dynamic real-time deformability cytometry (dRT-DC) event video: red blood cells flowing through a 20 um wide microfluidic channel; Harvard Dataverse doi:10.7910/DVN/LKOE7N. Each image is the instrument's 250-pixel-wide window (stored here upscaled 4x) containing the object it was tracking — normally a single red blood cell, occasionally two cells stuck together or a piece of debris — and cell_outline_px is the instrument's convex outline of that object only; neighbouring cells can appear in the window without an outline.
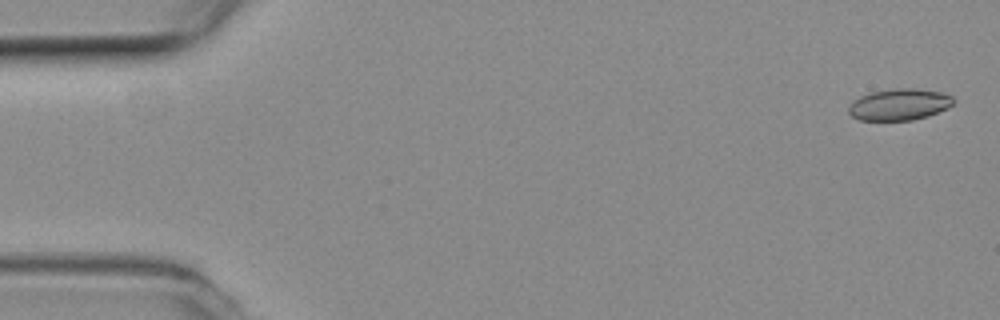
{"species": "common noctule bat (a hibernating species)", "species_latin": "Nyctalus noctula", "temperature_condition": "room temperature", "stored_images_in_passage": 4, "camera_frame_rate_fps": 3000, "um_per_image_px": 0.085, "animal": {"sex": "female", "body_mass_g": 19.3, "forearm_length_mm": 54.1}, "frame": {"image": 1, "passage_image": 1, "time_ms": 0.0, "image_size_px": [1000, 320], "cell_outline_px": [[956, 100], [948, 108], [928, 116], [912, 120], [860, 120], [852, 116], [848, 112], [848, 108], [860, 96], [872, 92], [896, 88], [916, 88], [940, 92], [952, 96]], "centroid_in_image_um": [76.48, 8.88], "position_along_channel_um": 8.5, "area_um2": 19.13}}